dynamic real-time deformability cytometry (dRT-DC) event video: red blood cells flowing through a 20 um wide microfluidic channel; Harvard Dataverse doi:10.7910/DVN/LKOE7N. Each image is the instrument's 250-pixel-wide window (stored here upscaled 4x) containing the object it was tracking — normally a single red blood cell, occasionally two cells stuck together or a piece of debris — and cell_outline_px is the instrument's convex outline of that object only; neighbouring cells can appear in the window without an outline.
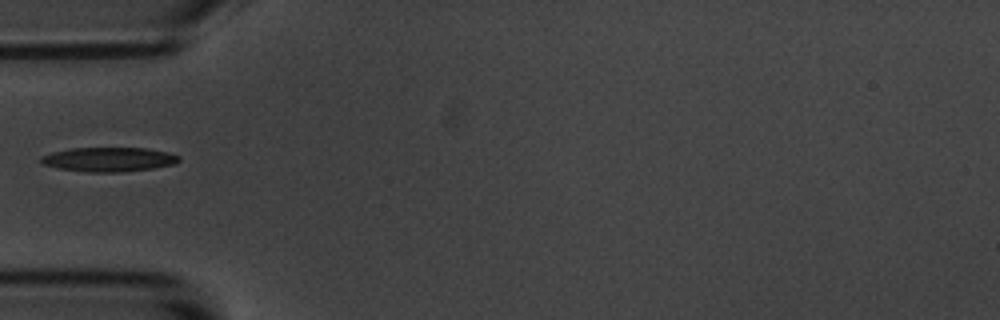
{"species": "common noctule bat (a hibernating species)", "species_latin": "Nyctalus noctula", "temperature_condition": "room temperature", "stored_images_in_passage": 8, "camera_frame_rate_fps": 3000, "um_per_image_px": 0.085, "animal": {"sex": "male", "body_mass_g": 20.1, "forearm_length_mm": 53.5}, "frame": {"image": 1, "passage_image": 6, "time_ms": 6.0, "image_size_px": [1000, 320], "cell_outline_px": [[180, 160], [176, 164], [152, 168], [116, 172], [88, 172], [60, 168], [40, 164], [40, 156], [52, 152], [68, 148], [144, 148], [168, 152], [180, 156]], "centroid_in_image_um": [9.23, 13.54], "position_along_channel_um": 75.8, "area_um2": 19.54}}
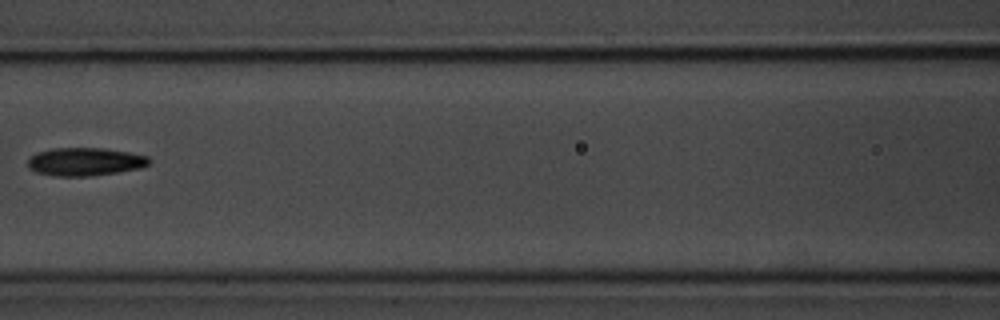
{"frame": {"image": 2, "passage_image": 8, "time_ms": 8.333, "image_size_px": [1000, 320], "cell_outline_px": [[152, 160], [148, 164], [140, 168], [92, 176], [56, 176], [36, 172], [28, 168], [28, 160], [36, 152], [52, 148], [104, 148], [128, 152], [148, 156]], "centroid_in_image_um": [7.22, 13.74], "position_along_channel_um": 159.4, "area_um2": 19.88}}